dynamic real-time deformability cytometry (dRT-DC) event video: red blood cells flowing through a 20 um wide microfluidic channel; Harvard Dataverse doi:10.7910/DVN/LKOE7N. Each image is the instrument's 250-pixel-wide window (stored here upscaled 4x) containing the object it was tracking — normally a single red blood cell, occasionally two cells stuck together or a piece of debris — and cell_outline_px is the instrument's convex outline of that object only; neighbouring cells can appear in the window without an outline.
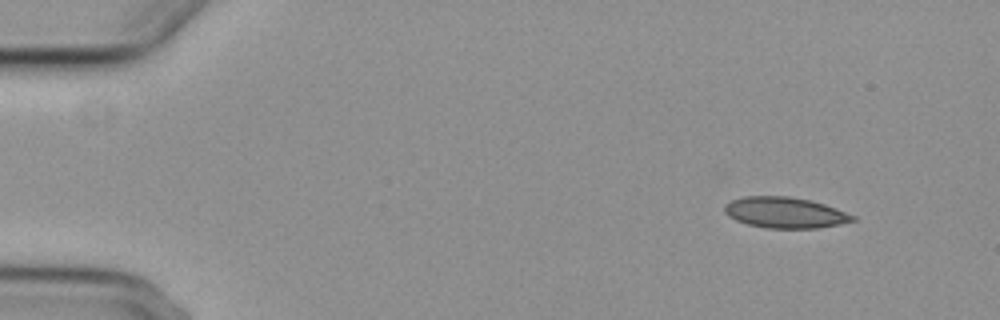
{"species": "common noctule bat (a hibernating species)", "species_latin": "Nyctalus noctula", "temperature_condition": "cold", "stored_images_in_passage": 4, "camera_frame_rate_fps": 3000, "um_per_image_px": 0.085, "animal": {"sex": "female", "body_mass_g": 29.2, "forearm_length_mm": 56.3}, "frame": {"image": 1, "passage_image": 1, "time_ms": 0.0, "image_size_px": [1000, 320], "cell_outline_px": [[856, 220], [840, 224], [816, 228], [764, 228], [748, 224], [736, 220], [728, 216], [724, 212], [724, 204], [732, 200], [744, 196], [788, 196], [808, 200], [824, 204], [856, 216]], "centroid_in_image_um": [66.7, 18.07], "position_along_channel_um": 18.3, "area_um2": 23.0}}
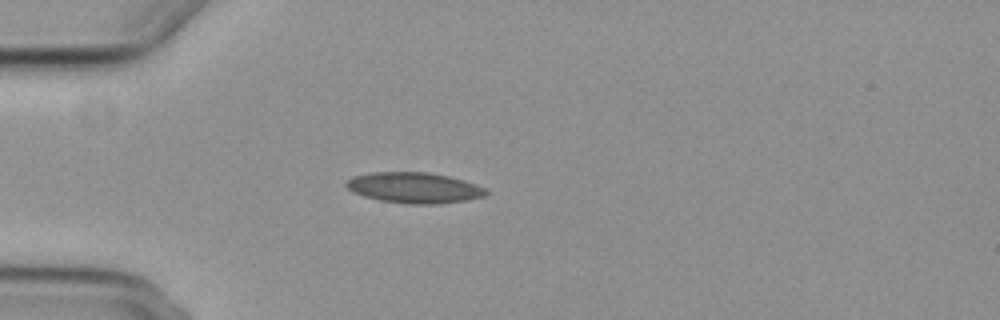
{"frame": {"image": 2, "passage_image": 4, "time_ms": 3.333, "image_size_px": [1000, 320], "cell_outline_px": [[488, 192], [484, 196], [464, 200], [440, 204], [408, 204], [380, 200], [364, 196], [352, 192], [344, 184], [352, 176], [372, 172], [428, 172], [448, 176], [464, 180], [484, 188]], "centroid_in_image_um": [35.17, 15.95], "position_along_channel_um": 49.8, "area_um2": 24.91}}